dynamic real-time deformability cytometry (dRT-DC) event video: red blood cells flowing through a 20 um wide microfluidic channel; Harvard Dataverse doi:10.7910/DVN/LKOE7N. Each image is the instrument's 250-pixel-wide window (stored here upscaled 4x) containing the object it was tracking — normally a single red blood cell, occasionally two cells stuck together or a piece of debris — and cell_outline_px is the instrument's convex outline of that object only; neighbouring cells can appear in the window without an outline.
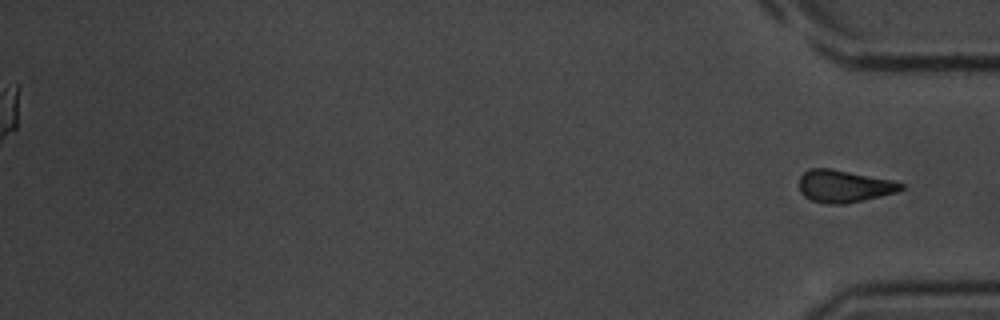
{"species": "common noctule bat (a hibernating species)", "species_latin": "Nyctalus noctula", "temperature_condition": "room temperature", "stored_images_in_passage": 37, "segment_of_instrument_passage": [2, 2], "camera_frame_rate_fps": 3000, "um_per_image_px": 0.085, "animal": {"sex": "male", "body_mass_g": 20.1, "forearm_length_mm": 53.5}, "frame": {"image": 1, "passage_image": 37, "time_ms": 12.0, "image_size_px": [1000, 320], "cell_outline_px": [[904, 188], [896, 192], [864, 200], [844, 204], [828, 204], [812, 200], [804, 196], [800, 192], [800, 176], [804, 172], [812, 168], [828, 168], [892, 180], [904, 184]], "centroid_in_image_um": [71.73, 15.83], "position_along_channel_um": 363.5, "area_um2": 18.96}}